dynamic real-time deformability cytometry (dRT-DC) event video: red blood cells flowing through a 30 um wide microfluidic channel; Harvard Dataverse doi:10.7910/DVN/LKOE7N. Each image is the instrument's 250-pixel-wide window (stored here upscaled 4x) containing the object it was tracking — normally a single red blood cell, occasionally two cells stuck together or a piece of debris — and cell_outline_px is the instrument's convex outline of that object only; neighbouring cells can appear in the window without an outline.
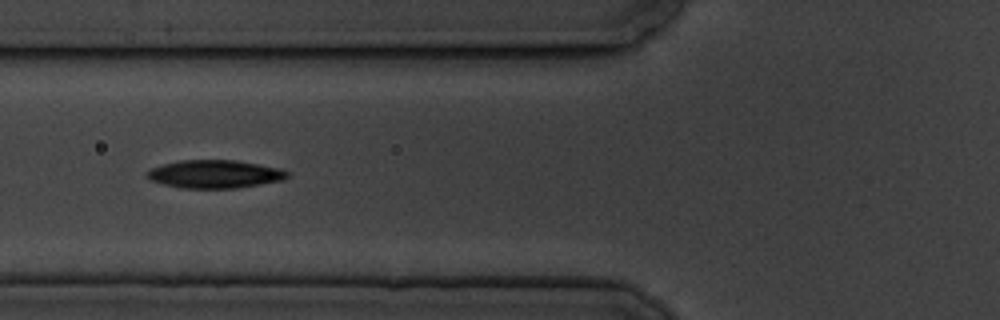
{"species": "common noctule bat (a hibernating species)", "species_latin": "Nyctalus noctula", "temperature_condition": "cold", "stored_images_in_passage": 10, "camera_frame_rate_fps": 3000, "um_per_image_px": 0.085, "animal": {"sex": "male", "body_mass_g": 19.5, "forearm_length_mm": 54.6}, "frame": {"image": 1, "passage_image": 7, "time_ms": 6.667, "image_size_px": [1000, 320], "cell_outline_px": [[288, 176], [284, 180], [236, 188], [180, 188], [148, 180], [148, 172], [152, 168], [164, 164], [180, 160], [236, 160], [280, 168], [288, 172]], "centroid_in_image_um": [18.27, 14.8], "position_along_channel_um": 107.5, "area_um2": 22.83}}
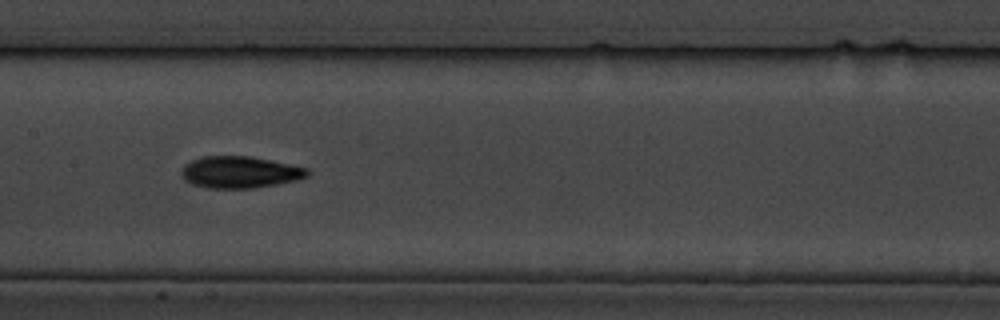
{"frame": {"image": 2, "passage_image": 9, "time_ms": 9.0, "image_size_px": [1000, 320], "cell_outline_px": [[308, 176], [276, 184], [252, 188], [208, 188], [192, 184], [184, 180], [180, 176], [180, 172], [184, 164], [200, 156], [248, 156], [308, 168]], "centroid_in_image_um": [20.29, 14.63], "position_along_channel_um": 187.1, "area_um2": 23.12}}
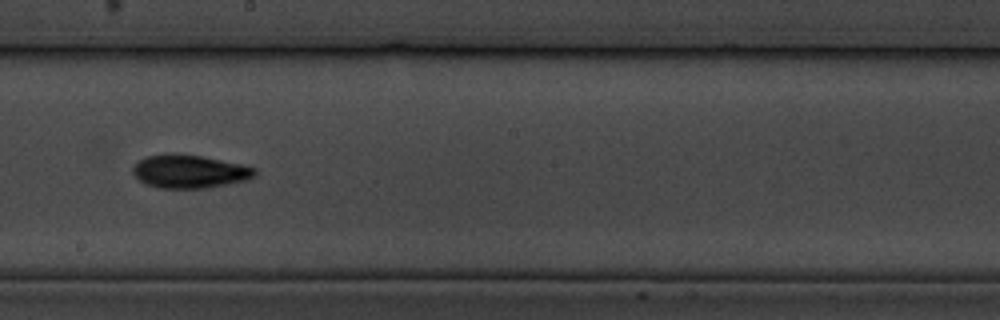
{"frame": {"image": 3, "passage_image": 10, "time_ms": 10.333, "image_size_px": [1000, 320], "cell_outline_px": [[256, 176], [248, 180], [208, 188], [160, 188], [144, 184], [132, 172], [132, 168], [140, 160], [148, 156], [168, 152], [172, 152], [200, 156], [244, 164], [256, 168]], "centroid_in_image_um": [16.14, 14.57], "position_along_channel_um": 232.1, "area_um2": 23.93}}